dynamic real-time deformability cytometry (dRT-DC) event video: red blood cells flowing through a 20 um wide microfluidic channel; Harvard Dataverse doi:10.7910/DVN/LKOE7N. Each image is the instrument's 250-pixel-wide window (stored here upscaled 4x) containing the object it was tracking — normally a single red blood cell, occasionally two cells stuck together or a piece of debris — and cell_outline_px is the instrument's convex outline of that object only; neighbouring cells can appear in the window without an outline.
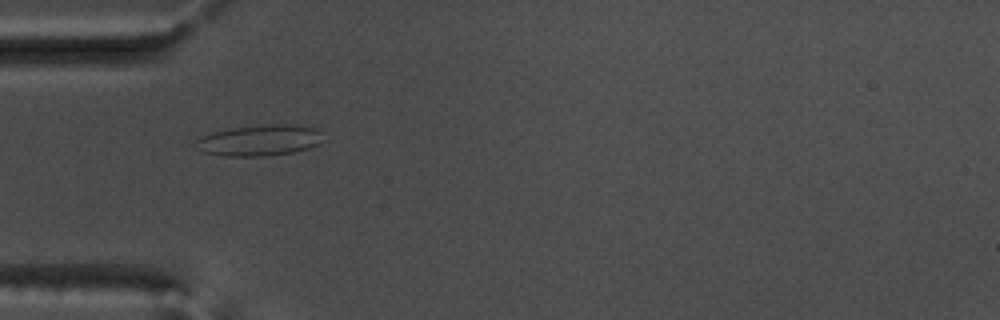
{"species": "common noctule bat (a hibernating species)", "species_latin": "Nyctalus noctula", "temperature_condition": "warm", "stored_images_in_passage": 48, "camera_frame_rate_fps": 3000, "um_per_image_px": 0.085, "animal": {"sex": "male", "body_mass_g": 17.5, "forearm_length_mm": 52.3}, "frame": {"image": 1, "passage_image": 11, "time_ms": 3.333, "image_size_px": [1000, 320], "cell_outline_px": [[324, 128], [320, 144], [308, 148], [292, 152], [268, 156], [224, 156], [204, 152], [196, 140], [200, 136], [212, 132], [228, 128], [272, 124], [288, 124]], "centroid_in_image_um": [22.15, 11.91], "position_along_channel_um": 62.8, "area_um2": 23.12}}
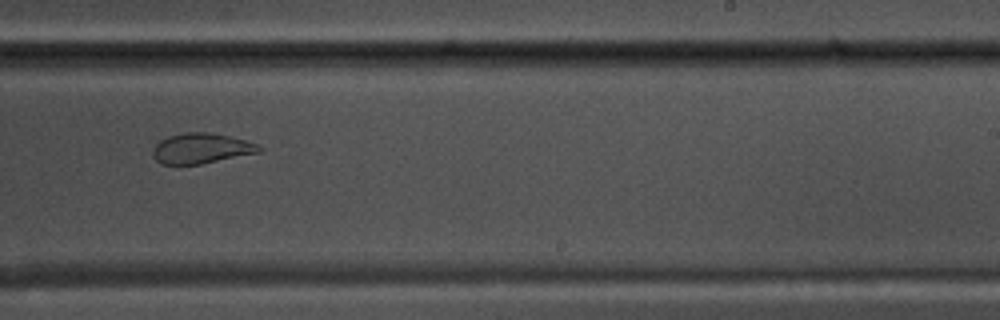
{"frame": {"image": 2, "passage_image": 28, "time_ms": 9.0, "image_size_px": [1000, 320], "cell_outline_px": [[264, 148], [260, 152], [200, 164], [160, 164], [152, 156], [152, 148], [160, 140], [168, 136], [184, 132], [212, 132], [248, 140]], "centroid_in_image_um": [17.1, 12.6], "position_along_channel_um": 271.9, "area_um2": 18.96}}
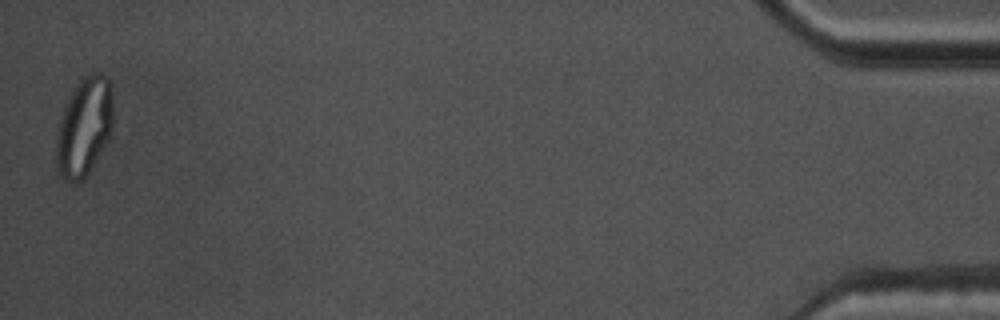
{"frame": {"image": 3, "passage_image": 48, "time_ms": 15.667, "image_size_px": [1000, 320], "cell_outline_px": [[112, 128], [108, 140], [84, 180], [68, 180], [56, 168], [56, 132], [60, 116], [68, 100], [80, 80], [84, 76], [92, 72], [100, 72], [108, 76], [112, 96]], "centroid_in_image_um": [7.16, 10.75], "position_along_channel_um": 428.0, "area_um2": 32.43}, "authors_computed_cell_mechanics": {"area_um2": 22.7154, "velocity_mm_per_s": 3.7212, "shape_relaxation_time_tau1_ms": null, "shape_relaxation_time_tau2_ms": 1.5176, "deformation_change_tau1": null, "deformation_change_tau2": 0.0815}}